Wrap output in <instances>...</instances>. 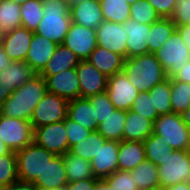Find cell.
I'll return each instance as SVG.
<instances>
[{"label":"cell","instance_id":"cell-1","mask_svg":"<svg viewBox=\"0 0 190 190\" xmlns=\"http://www.w3.org/2000/svg\"><path fill=\"white\" fill-rule=\"evenodd\" d=\"M45 79L39 74L13 91L4 102L0 114L8 118L30 121L36 105L47 93Z\"/></svg>","mask_w":190,"mask_h":190},{"label":"cell","instance_id":"cell-2","mask_svg":"<svg viewBox=\"0 0 190 190\" xmlns=\"http://www.w3.org/2000/svg\"><path fill=\"white\" fill-rule=\"evenodd\" d=\"M123 72L139 92H148L167 79L164 68L153 53L125 59Z\"/></svg>","mask_w":190,"mask_h":190},{"label":"cell","instance_id":"cell-3","mask_svg":"<svg viewBox=\"0 0 190 190\" xmlns=\"http://www.w3.org/2000/svg\"><path fill=\"white\" fill-rule=\"evenodd\" d=\"M44 16L34 33L62 44L72 24L69 6L61 0H43Z\"/></svg>","mask_w":190,"mask_h":190},{"label":"cell","instance_id":"cell-4","mask_svg":"<svg viewBox=\"0 0 190 190\" xmlns=\"http://www.w3.org/2000/svg\"><path fill=\"white\" fill-rule=\"evenodd\" d=\"M16 153L18 179L33 183L46 164L55 156L44 147L32 142Z\"/></svg>","mask_w":190,"mask_h":190},{"label":"cell","instance_id":"cell-5","mask_svg":"<svg viewBox=\"0 0 190 190\" xmlns=\"http://www.w3.org/2000/svg\"><path fill=\"white\" fill-rule=\"evenodd\" d=\"M153 133L163 137L172 149L187 150L190 128L183 121L182 115L173 112L159 115L153 122Z\"/></svg>","mask_w":190,"mask_h":190},{"label":"cell","instance_id":"cell-6","mask_svg":"<svg viewBox=\"0 0 190 190\" xmlns=\"http://www.w3.org/2000/svg\"><path fill=\"white\" fill-rule=\"evenodd\" d=\"M154 54L164 68L167 78H172L190 61V50L177 31Z\"/></svg>","mask_w":190,"mask_h":190},{"label":"cell","instance_id":"cell-7","mask_svg":"<svg viewBox=\"0 0 190 190\" xmlns=\"http://www.w3.org/2000/svg\"><path fill=\"white\" fill-rule=\"evenodd\" d=\"M157 170L160 190L181 182L190 183V154L187 150H174Z\"/></svg>","mask_w":190,"mask_h":190},{"label":"cell","instance_id":"cell-8","mask_svg":"<svg viewBox=\"0 0 190 190\" xmlns=\"http://www.w3.org/2000/svg\"><path fill=\"white\" fill-rule=\"evenodd\" d=\"M0 139L14 152L34 142V128L30 121L8 118L0 114Z\"/></svg>","mask_w":190,"mask_h":190},{"label":"cell","instance_id":"cell-9","mask_svg":"<svg viewBox=\"0 0 190 190\" xmlns=\"http://www.w3.org/2000/svg\"><path fill=\"white\" fill-rule=\"evenodd\" d=\"M68 102L61 96L47 92L33 111L30 119L33 128L64 121L67 117Z\"/></svg>","mask_w":190,"mask_h":190},{"label":"cell","instance_id":"cell-10","mask_svg":"<svg viewBox=\"0 0 190 190\" xmlns=\"http://www.w3.org/2000/svg\"><path fill=\"white\" fill-rule=\"evenodd\" d=\"M34 142L55 155L63 156L69 151L65 120L34 129Z\"/></svg>","mask_w":190,"mask_h":190},{"label":"cell","instance_id":"cell-11","mask_svg":"<svg viewBox=\"0 0 190 190\" xmlns=\"http://www.w3.org/2000/svg\"><path fill=\"white\" fill-rule=\"evenodd\" d=\"M106 93L116 109L128 111L140 92L121 71L108 77Z\"/></svg>","mask_w":190,"mask_h":190},{"label":"cell","instance_id":"cell-12","mask_svg":"<svg viewBox=\"0 0 190 190\" xmlns=\"http://www.w3.org/2000/svg\"><path fill=\"white\" fill-rule=\"evenodd\" d=\"M62 44L80 60H87L97 46L96 31L72 22Z\"/></svg>","mask_w":190,"mask_h":190},{"label":"cell","instance_id":"cell-13","mask_svg":"<svg viewBox=\"0 0 190 190\" xmlns=\"http://www.w3.org/2000/svg\"><path fill=\"white\" fill-rule=\"evenodd\" d=\"M97 45L115 52L127 59V33L123 24L103 21L95 30Z\"/></svg>","mask_w":190,"mask_h":190},{"label":"cell","instance_id":"cell-14","mask_svg":"<svg viewBox=\"0 0 190 190\" xmlns=\"http://www.w3.org/2000/svg\"><path fill=\"white\" fill-rule=\"evenodd\" d=\"M80 85V97L88 98L106 91L108 77L101 73L88 60H80L76 67Z\"/></svg>","mask_w":190,"mask_h":190},{"label":"cell","instance_id":"cell-15","mask_svg":"<svg viewBox=\"0 0 190 190\" xmlns=\"http://www.w3.org/2000/svg\"><path fill=\"white\" fill-rule=\"evenodd\" d=\"M119 141L106 140L99 151L90 160L93 175L97 179H104L118 170Z\"/></svg>","mask_w":190,"mask_h":190},{"label":"cell","instance_id":"cell-16","mask_svg":"<svg viewBox=\"0 0 190 190\" xmlns=\"http://www.w3.org/2000/svg\"><path fill=\"white\" fill-rule=\"evenodd\" d=\"M45 81L49 93L61 96L68 101L80 98V85L76 68L50 75Z\"/></svg>","mask_w":190,"mask_h":190},{"label":"cell","instance_id":"cell-17","mask_svg":"<svg viewBox=\"0 0 190 190\" xmlns=\"http://www.w3.org/2000/svg\"><path fill=\"white\" fill-rule=\"evenodd\" d=\"M34 32L25 27L2 34L1 44L13 61H25Z\"/></svg>","mask_w":190,"mask_h":190},{"label":"cell","instance_id":"cell-18","mask_svg":"<svg viewBox=\"0 0 190 190\" xmlns=\"http://www.w3.org/2000/svg\"><path fill=\"white\" fill-rule=\"evenodd\" d=\"M33 184L46 189H65L68 184L63 156L55 155L38 175Z\"/></svg>","mask_w":190,"mask_h":190},{"label":"cell","instance_id":"cell-19","mask_svg":"<svg viewBox=\"0 0 190 190\" xmlns=\"http://www.w3.org/2000/svg\"><path fill=\"white\" fill-rule=\"evenodd\" d=\"M57 45L42 35L34 33L25 62L39 74L53 56Z\"/></svg>","mask_w":190,"mask_h":190},{"label":"cell","instance_id":"cell-20","mask_svg":"<svg viewBox=\"0 0 190 190\" xmlns=\"http://www.w3.org/2000/svg\"><path fill=\"white\" fill-rule=\"evenodd\" d=\"M123 28L127 33V58L148 53V39L151 25L140 24L134 19H129L123 23Z\"/></svg>","mask_w":190,"mask_h":190},{"label":"cell","instance_id":"cell-21","mask_svg":"<svg viewBox=\"0 0 190 190\" xmlns=\"http://www.w3.org/2000/svg\"><path fill=\"white\" fill-rule=\"evenodd\" d=\"M72 22L96 30L104 21L99 0H87L82 4L69 6Z\"/></svg>","mask_w":190,"mask_h":190},{"label":"cell","instance_id":"cell-22","mask_svg":"<svg viewBox=\"0 0 190 190\" xmlns=\"http://www.w3.org/2000/svg\"><path fill=\"white\" fill-rule=\"evenodd\" d=\"M107 77L123 71L125 58L118 53L96 46L87 59Z\"/></svg>","mask_w":190,"mask_h":190},{"label":"cell","instance_id":"cell-23","mask_svg":"<svg viewBox=\"0 0 190 190\" xmlns=\"http://www.w3.org/2000/svg\"><path fill=\"white\" fill-rule=\"evenodd\" d=\"M146 159L143 141L119 142L118 170L132 171Z\"/></svg>","mask_w":190,"mask_h":190},{"label":"cell","instance_id":"cell-24","mask_svg":"<svg viewBox=\"0 0 190 190\" xmlns=\"http://www.w3.org/2000/svg\"><path fill=\"white\" fill-rule=\"evenodd\" d=\"M80 59L68 47L59 44L44 69L39 73L44 79L63 70L76 68Z\"/></svg>","mask_w":190,"mask_h":190},{"label":"cell","instance_id":"cell-25","mask_svg":"<svg viewBox=\"0 0 190 190\" xmlns=\"http://www.w3.org/2000/svg\"><path fill=\"white\" fill-rule=\"evenodd\" d=\"M153 133V122L131 110L126 111L123 140L144 141Z\"/></svg>","mask_w":190,"mask_h":190},{"label":"cell","instance_id":"cell-26","mask_svg":"<svg viewBox=\"0 0 190 190\" xmlns=\"http://www.w3.org/2000/svg\"><path fill=\"white\" fill-rule=\"evenodd\" d=\"M37 75L38 73H36L25 61L12 60L11 64H8L3 72L0 71V79L13 91L32 80Z\"/></svg>","mask_w":190,"mask_h":190},{"label":"cell","instance_id":"cell-27","mask_svg":"<svg viewBox=\"0 0 190 190\" xmlns=\"http://www.w3.org/2000/svg\"><path fill=\"white\" fill-rule=\"evenodd\" d=\"M93 106L88 98H76L68 102L67 117L83 127L97 131L98 121H94Z\"/></svg>","mask_w":190,"mask_h":190},{"label":"cell","instance_id":"cell-28","mask_svg":"<svg viewBox=\"0 0 190 190\" xmlns=\"http://www.w3.org/2000/svg\"><path fill=\"white\" fill-rule=\"evenodd\" d=\"M138 190H160L157 166L145 159L130 171Z\"/></svg>","mask_w":190,"mask_h":190},{"label":"cell","instance_id":"cell-29","mask_svg":"<svg viewBox=\"0 0 190 190\" xmlns=\"http://www.w3.org/2000/svg\"><path fill=\"white\" fill-rule=\"evenodd\" d=\"M126 111L115 109L101 124L97 131L106 139L121 142L123 140Z\"/></svg>","mask_w":190,"mask_h":190},{"label":"cell","instance_id":"cell-30","mask_svg":"<svg viewBox=\"0 0 190 190\" xmlns=\"http://www.w3.org/2000/svg\"><path fill=\"white\" fill-rule=\"evenodd\" d=\"M68 182L94 177L90 161L68 151L63 155Z\"/></svg>","mask_w":190,"mask_h":190},{"label":"cell","instance_id":"cell-31","mask_svg":"<svg viewBox=\"0 0 190 190\" xmlns=\"http://www.w3.org/2000/svg\"><path fill=\"white\" fill-rule=\"evenodd\" d=\"M21 27V3L13 0H0V34Z\"/></svg>","mask_w":190,"mask_h":190},{"label":"cell","instance_id":"cell-32","mask_svg":"<svg viewBox=\"0 0 190 190\" xmlns=\"http://www.w3.org/2000/svg\"><path fill=\"white\" fill-rule=\"evenodd\" d=\"M176 25L171 18H161L159 21L151 24L149 34L148 53H155L162 44L171 37L176 31Z\"/></svg>","mask_w":190,"mask_h":190},{"label":"cell","instance_id":"cell-33","mask_svg":"<svg viewBox=\"0 0 190 190\" xmlns=\"http://www.w3.org/2000/svg\"><path fill=\"white\" fill-rule=\"evenodd\" d=\"M143 142L146 159L156 166L163 164L168 155L173 154L174 149L169 147L168 143L163 140V137L154 133L149 135Z\"/></svg>","mask_w":190,"mask_h":190},{"label":"cell","instance_id":"cell-34","mask_svg":"<svg viewBox=\"0 0 190 190\" xmlns=\"http://www.w3.org/2000/svg\"><path fill=\"white\" fill-rule=\"evenodd\" d=\"M105 21L125 23L130 19L131 4L125 0H99Z\"/></svg>","mask_w":190,"mask_h":190},{"label":"cell","instance_id":"cell-35","mask_svg":"<svg viewBox=\"0 0 190 190\" xmlns=\"http://www.w3.org/2000/svg\"><path fill=\"white\" fill-rule=\"evenodd\" d=\"M171 110L173 113L182 114L190 106V83L170 78Z\"/></svg>","mask_w":190,"mask_h":190},{"label":"cell","instance_id":"cell-36","mask_svg":"<svg viewBox=\"0 0 190 190\" xmlns=\"http://www.w3.org/2000/svg\"><path fill=\"white\" fill-rule=\"evenodd\" d=\"M43 16V0H29L21 3L22 27L35 32Z\"/></svg>","mask_w":190,"mask_h":190},{"label":"cell","instance_id":"cell-37","mask_svg":"<svg viewBox=\"0 0 190 190\" xmlns=\"http://www.w3.org/2000/svg\"><path fill=\"white\" fill-rule=\"evenodd\" d=\"M148 92L152 98L153 106L158 115H164L172 112L170 103V78H167L158 85H155Z\"/></svg>","mask_w":190,"mask_h":190},{"label":"cell","instance_id":"cell-38","mask_svg":"<svg viewBox=\"0 0 190 190\" xmlns=\"http://www.w3.org/2000/svg\"><path fill=\"white\" fill-rule=\"evenodd\" d=\"M105 141L106 139L98 131H93L85 140L72 146L70 152L90 161L95 157L100 146H102Z\"/></svg>","mask_w":190,"mask_h":190},{"label":"cell","instance_id":"cell-39","mask_svg":"<svg viewBox=\"0 0 190 190\" xmlns=\"http://www.w3.org/2000/svg\"><path fill=\"white\" fill-rule=\"evenodd\" d=\"M18 180L16 153L0 155V186L5 188Z\"/></svg>","mask_w":190,"mask_h":190},{"label":"cell","instance_id":"cell-40","mask_svg":"<svg viewBox=\"0 0 190 190\" xmlns=\"http://www.w3.org/2000/svg\"><path fill=\"white\" fill-rule=\"evenodd\" d=\"M130 19L140 24L151 25L159 21L161 17L147 0H140L131 4Z\"/></svg>","mask_w":190,"mask_h":190},{"label":"cell","instance_id":"cell-41","mask_svg":"<svg viewBox=\"0 0 190 190\" xmlns=\"http://www.w3.org/2000/svg\"><path fill=\"white\" fill-rule=\"evenodd\" d=\"M94 110V121L101 124L116 108L105 92L88 97Z\"/></svg>","mask_w":190,"mask_h":190},{"label":"cell","instance_id":"cell-42","mask_svg":"<svg viewBox=\"0 0 190 190\" xmlns=\"http://www.w3.org/2000/svg\"><path fill=\"white\" fill-rule=\"evenodd\" d=\"M131 111L150 119L152 122L159 117L153 106L152 98L149 92L146 91L139 93L138 97L133 101Z\"/></svg>","mask_w":190,"mask_h":190},{"label":"cell","instance_id":"cell-43","mask_svg":"<svg viewBox=\"0 0 190 190\" xmlns=\"http://www.w3.org/2000/svg\"><path fill=\"white\" fill-rule=\"evenodd\" d=\"M104 180L110 186H113L115 190H138L134 178L128 171L117 170L112 175L104 178Z\"/></svg>","mask_w":190,"mask_h":190},{"label":"cell","instance_id":"cell-44","mask_svg":"<svg viewBox=\"0 0 190 190\" xmlns=\"http://www.w3.org/2000/svg\"><path fill=\"white\" fill-rule=\"evenodd\" d=\"M65 130L69 141V151L72 146L85 140L92 132L68 117L65 118Z\"/></svg>","mask_w":190,"mask_h":190},{"label":"cell","instance_id":"cell-45","mask_svg":"<svg viewBox=\"0 0 190 190\" xmlns=\"http://www.w3.org/2000/svg\"><path fill=\"white\" fill-rule=\"evenodd\" d=\"M171 19L176 26L190 25V0H178Z\"/></svg>","mask_w":190,"mask_h":190},{"label":"cell","instance_id":"cell-46","mask_svg":"<svg viewBox=\"0 0 190 190\" xmlns=\"http://www.w3.org/2000/svg\"><path fill=\"white\" fill-rule=\"evenodd\" d=\"M161 18H171L178 0H147Z\"/></svg>","mask_w":190,"mask_h":190},{"label":"cell","instance_id":"cell-47","mask_svg":"<svg viewBox=\"0 0 190 190\" xmlns=\"http://www.w3.org/2000/svg\"><path fill=\"white\" fill-rule=\"evenodd\" d=\"M97 180V178L92 177L90 179L68 182L65 190H95Z\"/></svg>","mask_w":190,"mask_h":190},{"label":"cell","instance_id":"cell-48","mask_svg":"<svg viewBox=\"0 0 190 190\" xmlns=\"http://www.w3.org/2000/svg\"><path fill=\"white\" fill-rule=\"evenodd\" d=\"M173 78L178 81L190 83V61L187 62Z\"/></svg>","mask_w":190,"mask_h":190},{"label":"cell","instance_id":"cell-49","mask_svg":"<svg viewBox=\"0 0 190 190\" xmlns=\"http://www.w3.org/2000/svg\"><path fill=\"white\" fill-rule=\"evenodd\" d=\"M5 190H35V185L30 182L16 181L5 187Z\"/></svg>","mask_w":190,"mask_h":190},{"label":"cell","instance_id":"cell-50","mask_svg":"<svg viewBox=\"0 0 190 190\" xmlns=\"http://www.w3.org/2000/svg\"><path fill=\"white\" fill-rule=\"evenodd\" d=\"M176 31L190 50V25L177 26Z\"/></svg>","mask_w":190,"mask_h":190},{"label":"cell","instance_id":"cell-51","mask_svg":"<svg viewBox=\"0 0 190 190\" xmlns=\"http://www.w3.org/2000/svg\"><path fill=\"white\" fill-rule=\"evenodd\" d=\"M12 93L13 90L7 87L0 79V111L4 105V102L10 97Z\"/></svg>","mask_w":190,"mask_h":190},{"label":"cell","instance_id":"cell-52","mask_svg":"<svg viewBox=\"0 0 190 190\" xmlns=\"http://www.w3.org/2000/svg\"><path fill=\"white\" fill-rule=\"evenodd\" d=\"M11 59L8 57V54L5 52L2 44L0 43V71H4L8 64H11Z\"/></svg>","mask_w":190,"mask_h":190},{"label":"cell","instance_id":"cell-53","mask_svg":"<svg viewBox=\"0 0 190 190\" xmlns=\"http://www.w3.org/2000/svg\"><path fill=\"white\" fill-rule=\"evenodd\" d=\"M163 190H190V183L187 182L177 183L175 185L168 186Z\"/></svg>","mask_w":190,"mask_h":190},{"label":"cell","instance_id":"cell-54","mask_svg":"<svg viewBox=\"0 0 190 190\" xmlns=\"http://www.w3.org/2000/svg\"><path fill=\"white\" fill-rule=\"evenodd\" d=\"M95 190H115L113 186H110L104 179H98L96 181Z\"/></svg>","mask_w":190,"mask_h":190},{"label":"cell","instance_id":"cell-55","mask_svg":"<svg viewBox=\"0 0 190 190\" xmlns=\"http://www.w3.org/2000/svg\"><path fill=\"white\" fill-rule=\"evenodd\" d=\"M181 115L183 117V121L190 128V106Z\"/></svg>","mask_w":190,"mask_h":190},{"label":"cell","instance_id":"cell-56","mask_svg":"<svg viewBox=\"0 0 190 190\" xmlns=\"http://www.w3.org/2000/svg\"><path fill=\"white\" fill-rule=\"evenodd\" d=\"M11 150L0 139V155L8 154Z\"/></svg>","mask_w":190,"mask_h":190},{"label":"cell","instance_id":"cell-57","mask_svg":"<svg viewBox=\"0 0 190 190\" xmlns=\"http://www.w3.org/2000/svg\"><path fill=\"white\" fill-rule=\"evenodd\" d=\"M61 1L67 3L68 6H73L76 4H82L84 1H87V0H61Z\"/></svg>","mask_w":190,"mask_h":190},{"label":"cell","instance_id":"cell-58","mask_svg":"<svg viewBox=\"0 0 190 190\" xmlns=\"http://www.w3.org/2000/svg\"><path fill=\"white\" fill-rule=\"evenodd\" d=\"M35 190H65V189H46V188H43V187H37L35 186Z\"/></svg>","mask_w":190,"mask_h":190},{"label":"cell","instance_id":"cell-59","mask_svg":"<svg viewBox=\"0 0 190 190\" xmlns=\"http://www.w3.org/2000/svg\"><path fill=\"white\" fill-rule=\"evenodd\" d=\"M128 4H132V3H135V2H138L140 0H125Z\"/></svg>","mask_w":190,"mask_h":190},{"label":"cell","instance_id":"cell-60","mask_svg":"<svg viewBox=\"0 0 190 190\" xmlns=\"http://www.w3.org/2000/svg\"><path fill=\"white\" fill-rule=\"evenodd\" d=\"M187 152L190 154V138H189V143H188V147H187Z\"/></svg>","mask_w":190,"mask_h":190},{"label":"cell","instance_id":"cell-61","mask_svg":"<svg viewBox=\"0 0 190 190\" xmlns=\"http://www.w3.org/2000/svg\"><path fill=\"white\" fill-rule=\"evenodd\" d=\"M13 1L22 3V2H25V1H29V0H13Z\"/></svg>","mask_w":190,"mask_h":190},{"label":"cell","instance_id":"cell-62","mask_svg":"<svg viewBox=\"0 0 190 190\" xmlns=\"http://www.w3.org/2000/svg\"><path fill=\"white\" fill-rule=\"evenodd\" d=\"M0 190H5V188H4V187H2V186H0Z\"/></svg>","mask_w":190,"mask_h":190}]
</instances>
